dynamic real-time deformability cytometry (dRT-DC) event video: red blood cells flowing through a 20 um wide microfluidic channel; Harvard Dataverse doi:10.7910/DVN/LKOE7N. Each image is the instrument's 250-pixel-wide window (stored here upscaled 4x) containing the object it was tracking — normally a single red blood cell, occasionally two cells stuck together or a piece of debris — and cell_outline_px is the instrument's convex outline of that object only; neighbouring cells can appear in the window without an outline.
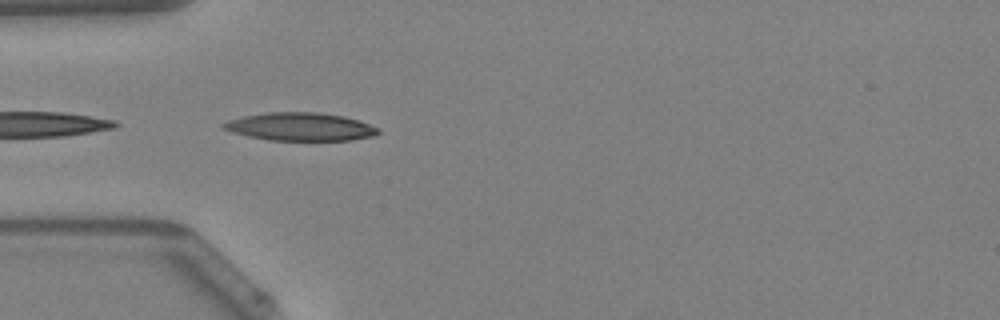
{"species": "Egyptian fruit bat (a non-hibernating species)", "species_latin": "Rousettus aegyptiacus", "temperature_condition": "warm", "stored_images_in_passage": 9, "camera_frame_rate_fps": 3000, "um_per_image_px": 0.085, "animal": {"sex": "female"}, "frame": {"image": 1, "passage_image": 1, "time_ms": 0.0, "image_size_px": [1000, 320], "cell_outline_px": [[380, 132], [376, 136], [352, 140], [268, 140], [248, 136], [232, 132], [220, 128], [220, 124], [228, 120], [244, 116], [264, 112], [316, 112], [344, 116], [360, 120], [380, 128]], "centroid_in_image_um": [25.54, 10.77], "position_along_channel_um": 59.5, "area_um2": 25.61}}
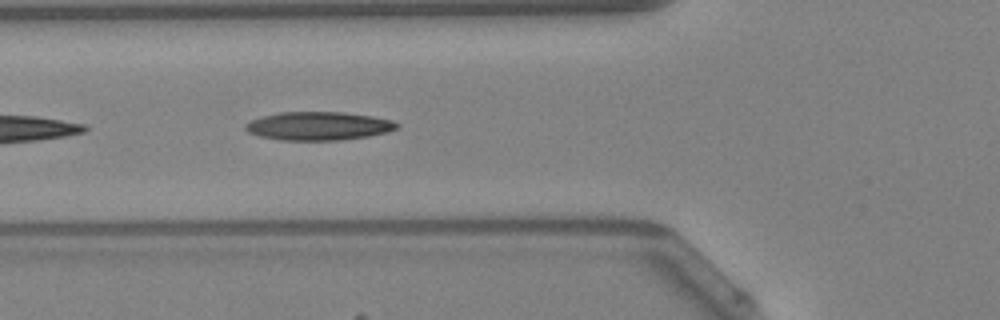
{"frame": {"image": 2, "passage_image": 4, "time_ms": 1.0, "image_size_px": [1000, 320], "cell_outline_px": [[400, 128], [388, 132], [368, 136], [340, 140], [280, 140], [260, 136], [248, 132], [244, 128], [244, 124], [252, 120], [264, 116], [280, 112], [340, 112], [372, 116], [392, 120], [400, 124]], "centroid_in_image_um": [27.1, 10.71], "position_along_channel_um": 98.7, "area_um2": 25.09}}